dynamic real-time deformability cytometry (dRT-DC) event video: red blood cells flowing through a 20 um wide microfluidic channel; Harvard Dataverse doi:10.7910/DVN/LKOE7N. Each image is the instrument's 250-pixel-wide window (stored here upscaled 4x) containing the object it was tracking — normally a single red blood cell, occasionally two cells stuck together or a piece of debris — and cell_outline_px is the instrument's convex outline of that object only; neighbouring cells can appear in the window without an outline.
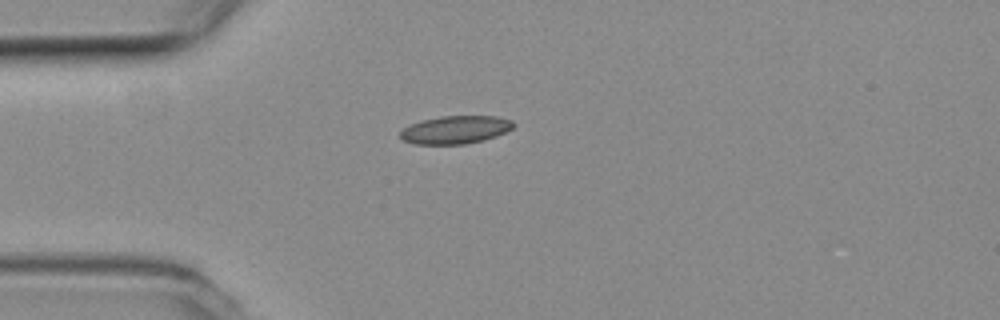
{"species": "common noctule bat (a hibernating species)", "species_latin": "Nyctalus noctula", "temperature_condition": "room temperature", "stored_images_in_passage": 15, "camera_frame_rate_fps": 3000, "um_per_image_px": 0.085, "animal": {"sex": "female", "body_mass_g": 19.3, "forearm_length_mm": 54.1}, "frame": {"image": 1, "passage_image": 1, "time_ms": 0.0, "image_size_px": [1000, 320], "cell_outline_px": [[512, 128], [496, 136], [484, 140], [464, 144], [416, 144], [404, 140], [400, 136], [400, 132], [404, 128], [412, 124], [424, 120], [440, 116], [496, 116], [512, 120]], "centroid_in_image_um": [38.71, 11.03], "position_along_channel_um": 46.3, "area_um2": 18.15}}
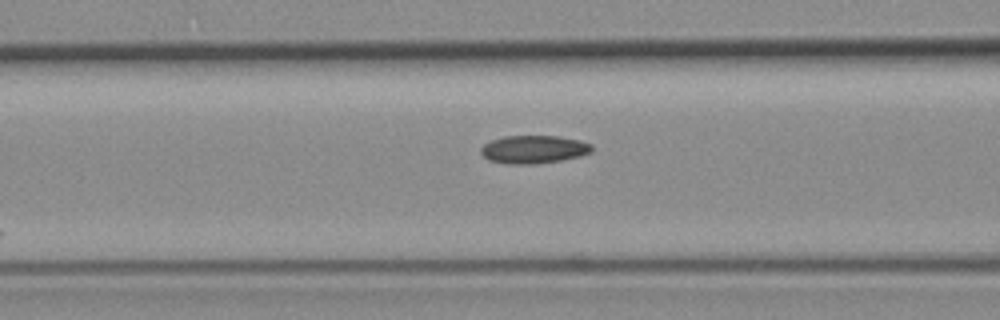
{"frame": {"image": 2, "passage_image": 8, "time_ms": 2.333, "image_size_px": [1000, 320], "cell_outline_px": [[592, 152], [580, 156], [560, 160], [536, 164], [508, 164], [488, 160], [480, 152], [480, 148], [484, 144], [492, 140], [504, 136], [560, 136], [580, 140], [592, 144]], "centroid_in_image_um": [45.37, 12.69], "position_along_channel_um": 121.2, "area_um2": 18.21}}
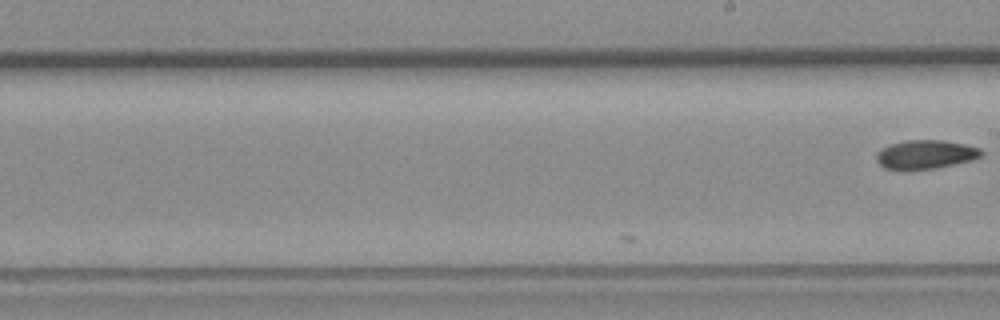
{"frame": {"image": 3, "passage_image": 15, "time_ms": 4.667, "image_size_px": [1000, 320], "cell_outline_px": [[984, 152], [980, 156], [972, 160], [936, 168], [904, 172], [884, 168], [876, 160], [876, 152], [892, 144], [904, 140], [944, 140], [964, 144], [980, 148]], "centroid_in_image_um": [78.64, 13.16], "position_along_channel_um": 210.4, "area_um2": 17.98}}